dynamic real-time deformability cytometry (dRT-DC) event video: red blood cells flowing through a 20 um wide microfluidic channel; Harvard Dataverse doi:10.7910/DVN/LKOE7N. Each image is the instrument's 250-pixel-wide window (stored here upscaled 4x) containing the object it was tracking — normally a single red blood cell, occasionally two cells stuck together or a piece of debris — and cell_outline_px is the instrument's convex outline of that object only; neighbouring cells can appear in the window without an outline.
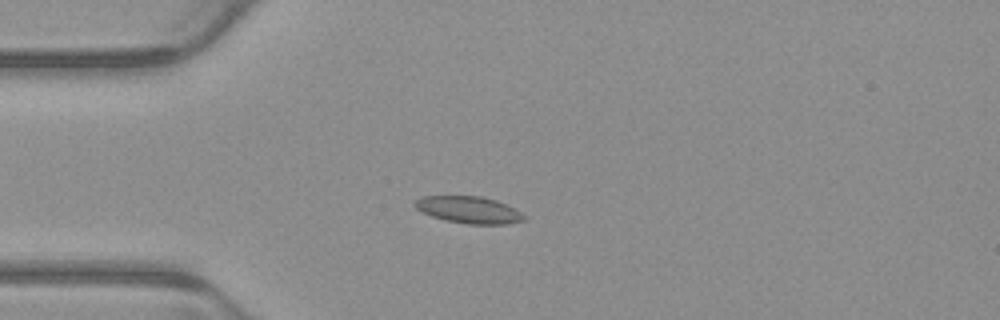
{"species": "common noctule bat (a hibernating species)", "species_latin": "Nyctalus noctula", "temperature_condition": "warm", "stored_images_in_passage": 4, "camera_frame_rate_fps": 3000, "um_per_image_px": 0.085, "animal": {"sex": "male", "body_mass_g": 23.1, "forearm_length_mm": 52.7}, "frame": {"image": 1, "passage_image": 4, "time_ms": 1.0, "image_size_px": [1000, 320], "cell_outline_px": [[528, 216], [524, 220], [508, 224], [468, 224], [444, 220], [432, 216], [416, 208], [412, 204], [416, 200], [424, 196], [480, 196], [496, 200], [508, 204], [516, 208]], "centroid_in_image_um": [39.92, 17.84], "position_along_channel_um": 45.1, "area_um2": 17.28}}